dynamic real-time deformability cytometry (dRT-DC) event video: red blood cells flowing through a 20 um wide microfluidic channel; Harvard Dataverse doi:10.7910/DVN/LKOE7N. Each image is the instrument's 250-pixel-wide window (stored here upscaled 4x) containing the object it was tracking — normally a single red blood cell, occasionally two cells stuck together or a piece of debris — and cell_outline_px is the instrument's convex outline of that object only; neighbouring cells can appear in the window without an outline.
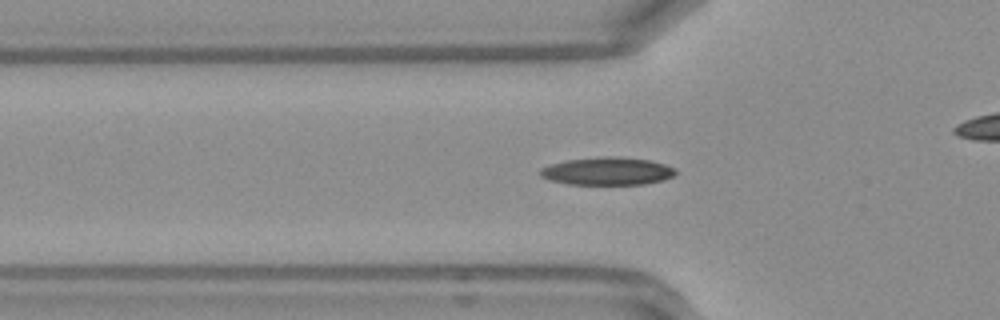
{"species": "Egyptian fruit bat (a non-hibernating species)", "species_latin": "Rousettus aegyptiacus", "temperature_condition": "warm", "stored_images_in_passage": 39, "camera_frame_rate_fps": 3000, "um_per_image_px": 0.085, "frame": {"image": 1, "passage_image": 6, "time_ms": 1.667, "image_size_px": [1000, 320], "cell_outline_px": [[676, 172], [672, 176], [660, 180], [640, 184], [572, 184], [552, 180], [544, 176], [540, 172], [544, 168], [552, 164], [572, 160], [648, 160], [664, 164], [672, 168]], "centroid_in_image_um": [51.65, 14.61], "position_along_channel_um": 74.1, "area_um2": 19.77}, "authors_computed_cell_mechanics": {"area_um2": 19.2474, "velocity_mm_per_s": 4.2505, "shape_relaxation_time_tau1_ms": 4.8263, "shape_relaxation_time_tau2_ms": 3.5712, "deformation_change_tau1": 0.19, "deformation_change_tau2": 0.0952}}